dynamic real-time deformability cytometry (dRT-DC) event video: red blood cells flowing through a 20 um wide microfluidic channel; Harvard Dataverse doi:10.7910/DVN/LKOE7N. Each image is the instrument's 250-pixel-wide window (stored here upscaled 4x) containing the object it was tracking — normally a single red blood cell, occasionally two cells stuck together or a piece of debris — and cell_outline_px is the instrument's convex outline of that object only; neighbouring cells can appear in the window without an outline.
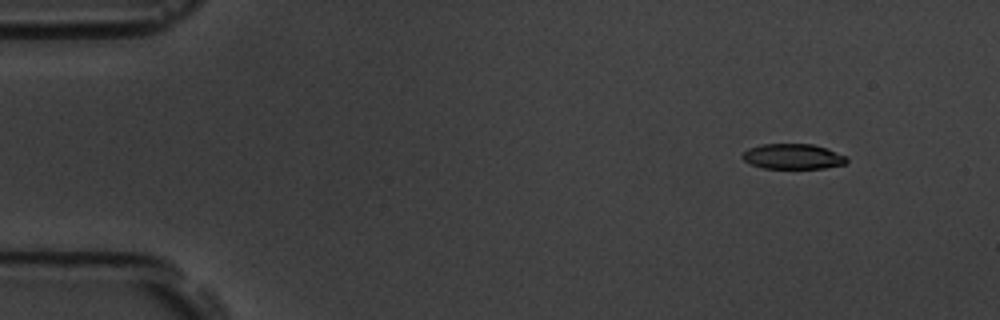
{"species": "common noctule bat (a hibernating species)", "species_latin": "Nyctalus noctula", "temperature_condition": "room temperature", "stored_images_in_passage": 4, "camera_frame_rate_fps": 3000, "um_per_image_px": 0.085, "animal": {"sex": "male", "body_mass_g": 19.5, "forearm_length_mm": 54.6}, "frame": {"image": 1, "passage_image": 1, "time_ms": 0.0, "image_size_px": [1000, 320], "cell_outline_px": [[848, 160], [844, 164], [824, 168], [764, 168], [752, 164], [744, 160], [740, 156], [748, 148], [760, 144], [812, 144], [848, 156]], "centroid_in_image_um": [67.39, 13.3], "position_along_channel_um": 17.6, "area_um2": 15.26}}
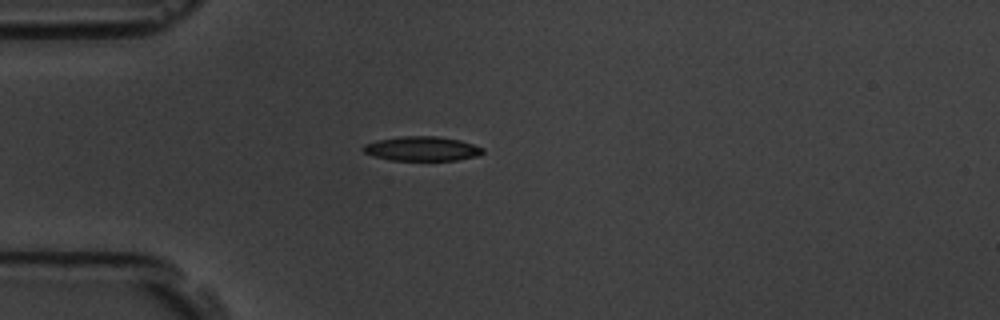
{"frame": {"image": 2, "passage_image": 4, "time_ms": 3.333, "image_size_px": [1000, 320], "cell_outline_px": [[484, 152], [476, 156], [456, 160], [388, 160], [364, 152], [360, 148], [364, 144], [376, 140], [400, 136], [440, 136], [460, 140], [484, 148]], "centroid_in_image_um": [35.84, 12.63], "position_along_channel_um": 49.2, "area_um2": 17.05}}